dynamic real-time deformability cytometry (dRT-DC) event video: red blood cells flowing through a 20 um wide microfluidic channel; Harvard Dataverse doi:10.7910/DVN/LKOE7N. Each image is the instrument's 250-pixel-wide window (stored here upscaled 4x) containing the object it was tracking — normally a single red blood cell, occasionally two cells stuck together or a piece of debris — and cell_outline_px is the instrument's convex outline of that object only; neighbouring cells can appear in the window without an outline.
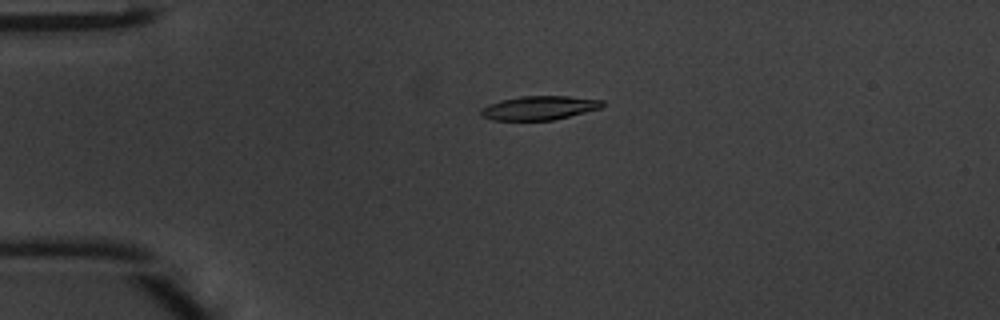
{"species": "common noctule bat (a hibernating species)", "species_latin": "Nyctalus noctula", "temperature_condition": "warm", "stored_images_in_passage": 37, "camera_frame_rate_fps": 3000, "um_per_image_px": 0.085, "animal": {"sex": "male", "body_mass_g": 20.1, "forearm_length_mm": 53.5}, "frame": {"image": 1, "passage_image": 1, "time_ms": 0.0, "image_size_px": [1000, 320], "cell_outline_px": [[604, 104], [600, 108], [552, 120], [492, 120], [480, 116], [480, 108], [488, 104], [500, 100], [520, 96], [568, 96], [604, 100]], "centroid_in_image_um": [45.78, 9.16], "position_along_channel_um": 39.2, "area_um2": 16.94}}
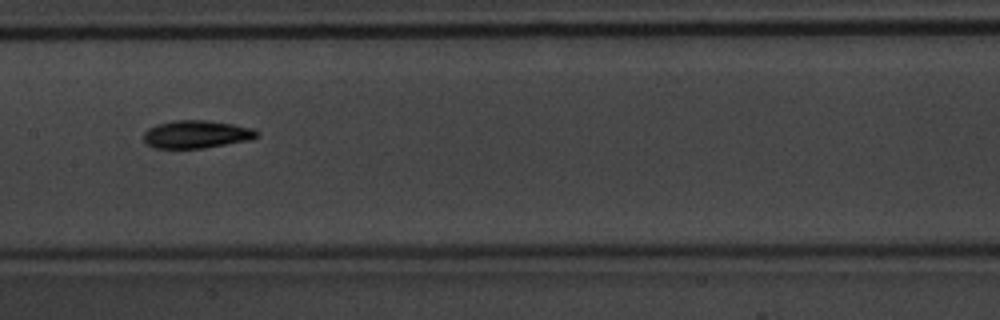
{"frame": {"image": 2, "passage_image": 14, "time_ms": 4.333, "image_size_px": [1000, 320], "cell_outline_px": [[260, 136], [252, 140], [204, 148], [152, 148], [144, 140], [144, 132], [148, 128], [156, 124], [176, 120], [204, 120], [232, 124], [256, 128], [260, 132]], "centroid_in_image_um": [16.76, 11.42], "position_along_channel_um": 190.6, "area_um2": 18.61}}
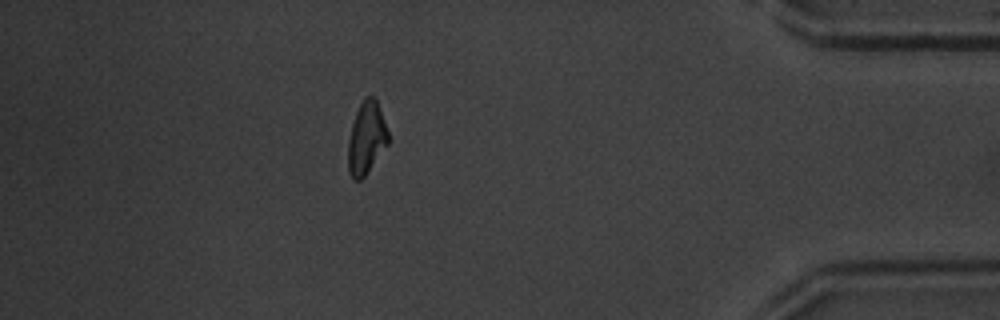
{"frame": {"image": 3, "passage_image": 32, "time_ms": 10.333, "image_size_px": [1000, 320], "cell_outline_px": [[388, 144], [364, 176], [360, 180], [352, 180], [348, 172], [348, 140], [352, 124], [356, 112], [364, 96], [372, 96], [376, 100], [388, 132]], "centroid_in_image_um": [31.12, 11.75], "position_along_channel_um": 404.1, "area_um2": 16.7}, "authors_computed_cell_mechanics": {"area_um2": 17.34, "velocity_mm_per_s": 4.2472, "shape_relaxation_time_tau1_ms": 3.2761, "shape_relaxation_time_tau2_ms": 6.6302, "deformation_change_tau1": 0.142, "deformation_change_tau2": 0.1453}}